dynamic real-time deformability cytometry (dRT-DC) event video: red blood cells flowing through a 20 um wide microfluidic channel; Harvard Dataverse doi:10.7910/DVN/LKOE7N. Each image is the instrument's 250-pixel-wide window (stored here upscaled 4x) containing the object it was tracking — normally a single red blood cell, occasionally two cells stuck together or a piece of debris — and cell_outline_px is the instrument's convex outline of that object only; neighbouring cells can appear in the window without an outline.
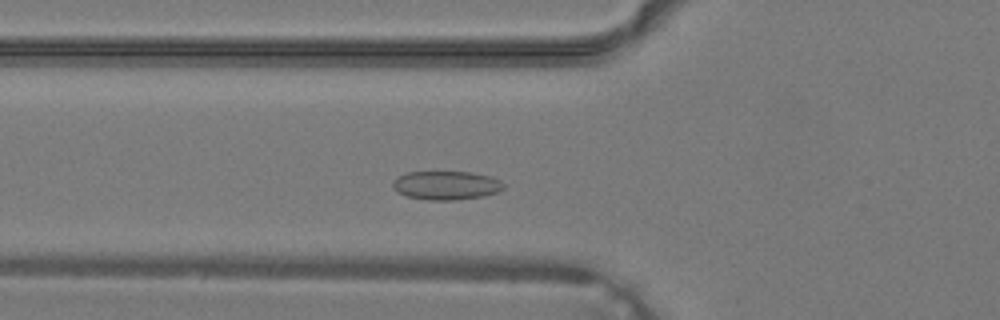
{"species": "common noctule bat (a hibernating species)", "species_latin": "Nyctalus noctula", "temperature_condition": "warm", "stored_images_in_passage": 28, "camera_frame_rate_fps": 3000, "um_per_image_px": 0.085, "animal": {"sex": "male", "body_mass_g": 19.2, "forearm_length_mm": 51.8}, "frame": {"image": 1, "passage_image": 8, "time_ms": 2.333, "image_size_px": [1000, 320], "cell_outline_px": [[504, 188], [496, 192], [480, 196], [456, 200], [428, 200], [408, 196], [392, 188], [392, 180], [396, 176], [408, 172], [468, 172], [492, 176], [500, 180], [504, 184]], "centroid_in_image_um": [37.9, 15.74], "position_along_channel_um": 87.9, "area_um2": 18.5}}
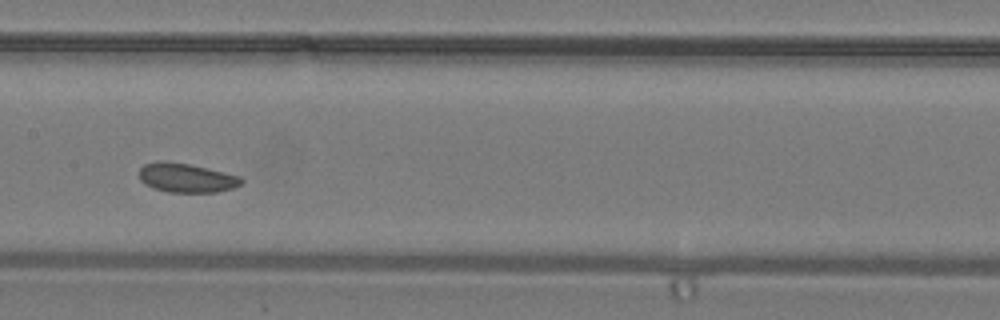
{"frame": {"image": 2, "passage_image": 14, "time_ms": 4.333, "image_size_px": [1000, 320], "cell_outline_px": [[244, 180], [240, 184], [232, 188], [216, 192], [168, 192], [152, 188], [144, 184], [140, 180], [140, 168], [144, 164], [188, 164], [240, 176]], "centroid_in_image_um": [15.88, 15.17], "position_along_channel_um": 191.5, "area_um2": 16.59}}
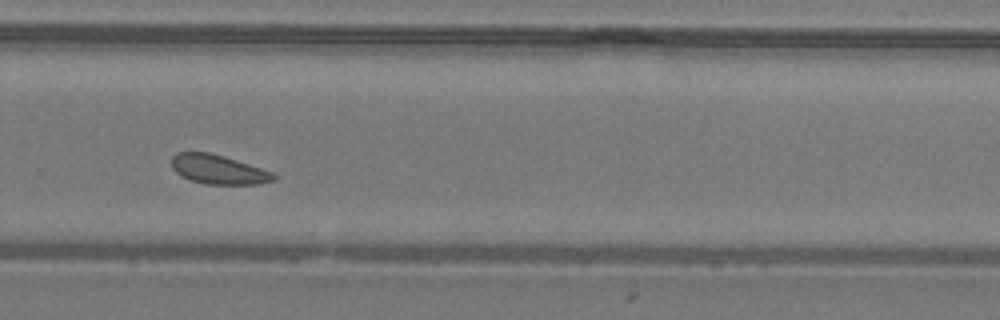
{"frame": {"image": 3, "passage_image": 21, "time_ms": 6.667, "image_size_px": [1000, 320], "cell_outline_px": [[276, 180], [260, 184], [204, 184], [180, 176], [172, 168], [172, 156], [176, 152], [208, 152], [224, 156], [272, 172], [276, 176]], "centroid_in_image_um": [18.54, 14.41], "position_along_channel_um": 311.3, "area_um2": 17.34}}